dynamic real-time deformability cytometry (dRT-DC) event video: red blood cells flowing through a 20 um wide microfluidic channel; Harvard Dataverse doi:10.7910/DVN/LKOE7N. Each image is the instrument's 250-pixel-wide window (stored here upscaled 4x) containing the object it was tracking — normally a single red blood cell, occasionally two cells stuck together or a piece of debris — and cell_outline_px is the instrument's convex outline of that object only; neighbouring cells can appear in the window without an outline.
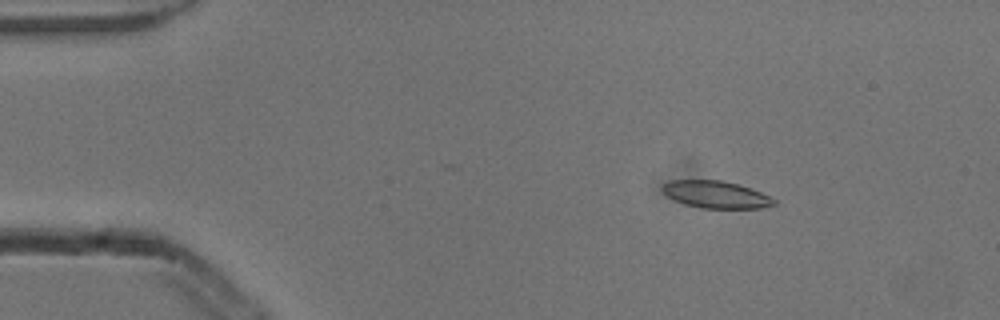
{"species": "common noctule bat (a hibernating species)", "species_latin": "Nyctalus noctula", "temperature_condition": "cold", "stored_images_in_passage": 5, "camera_frame_rate_fps": 3000, "um_per_image_px": 0.085, "animal": {"sex": "male", "body_mass_g": 13.3}, "frame": {"image": 1, "passage_image": 3, "time_ms": 0.667, "image_size_px": [1000, 320], "cell_outline_px": [[776, 204], [760, 208], [700, 208], [684, 204], [668, 196], [660, 188], [664, 184], [672, 180], [720, 180], [740, 184], [752, 188], [776, 200]], "centroid_in_image_um": [60.86, 16.53], "position_along_channel_um": 24.1, "area_um2": 17.63}}
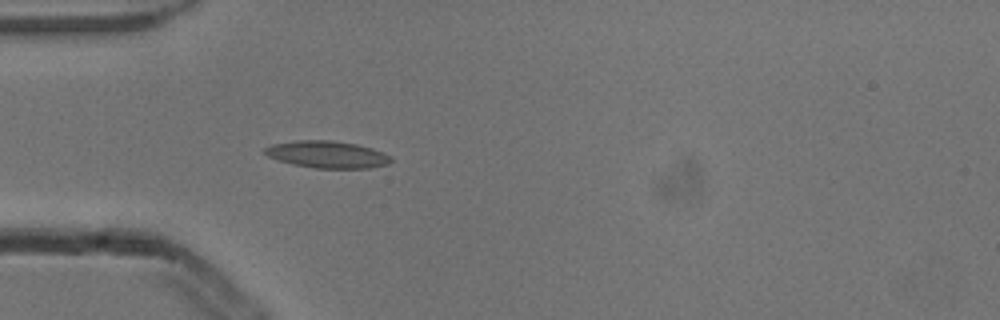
{"frame": {"image": 2, "passage_image": 5, "time_ms": 1.333, "image_size_px": [1000, 320], "cell_outline_px": [[392, 160], [388, 164], [368, 168], [316, 168], [292, 164], [268, 156], [264, 152], [264, 148], [272, 144], [296, 140], [332, 140], [356, 144], [372, 148], [384, 152], [392, 156]], "centroid_in_image_um": [27.84, 13.12], "position_along_channel_um": 57.2, "area_um2": 19.88}}